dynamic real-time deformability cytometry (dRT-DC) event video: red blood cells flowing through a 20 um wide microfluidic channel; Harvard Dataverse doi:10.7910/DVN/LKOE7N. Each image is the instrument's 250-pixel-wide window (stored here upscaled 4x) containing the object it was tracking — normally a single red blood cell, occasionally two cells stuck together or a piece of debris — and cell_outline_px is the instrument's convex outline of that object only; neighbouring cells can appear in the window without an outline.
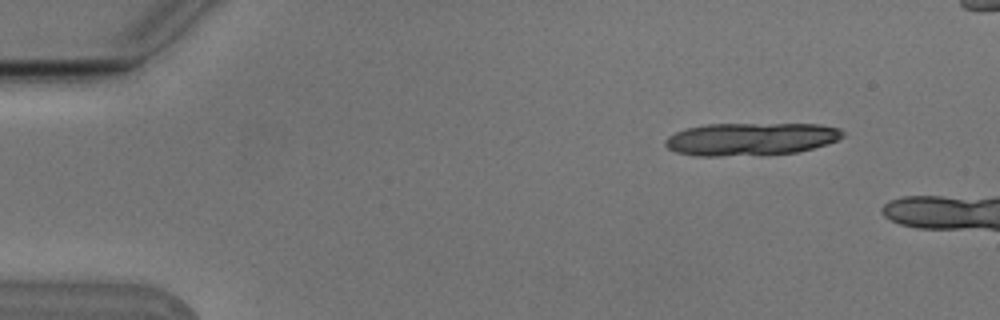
{"species": "Egyptian fruit bat (a non-hibernating species)", "species_latin": "Rousettus aegyptiacus", "temperature_condition": "cold", "stored_images_in_passage": 4, "camera_frame_rate_fps": 3000, "um_per_image_px": 0.085, "animal": {"sex": "male"}, "frame": {"image": 1, "passage_image": 2, "time_ms": 0.333, "image_size_px": [1000, 320], "cell_outline_px": [[844, 136], [828, 144], [796, 152], [764, 156], [696, 156], [676, 152], [668, 148], [664, 144], [664, 140], [668, 136], [676, 132], [688, 128], [708, 124], [820, 124], [840, 128], [844, 132]], "centroid_in_image_um": [63.83, 11.83], "position_along_channel_um": 21.2, "area_um2": 34.28}}